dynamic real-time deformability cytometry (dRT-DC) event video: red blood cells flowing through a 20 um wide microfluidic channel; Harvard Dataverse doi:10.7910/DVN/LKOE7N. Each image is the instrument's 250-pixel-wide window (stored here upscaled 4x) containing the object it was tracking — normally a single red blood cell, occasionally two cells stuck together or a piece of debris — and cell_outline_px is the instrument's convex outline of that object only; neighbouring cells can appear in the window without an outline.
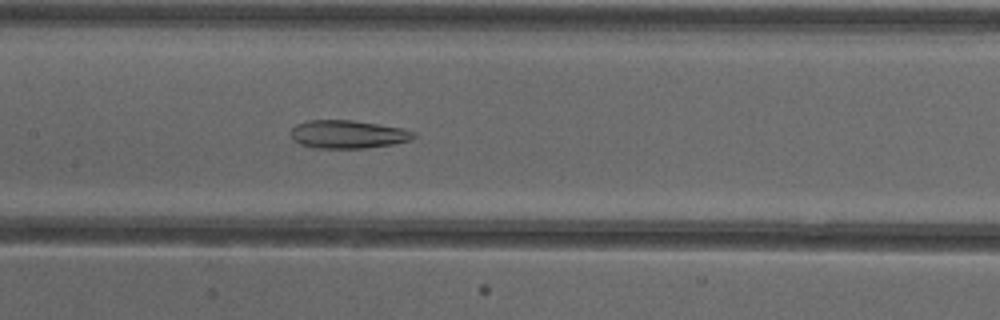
{"species": "common noctule bat (a hibernating species)", "species_latin": "Nyctalus noctula", "temperature_condition": "cold", "stored_images_in_passage": 53, "camera_frame_rate_fps": 3000, "um_per_image_px": 0.085, "animal": {"sex": "female"}, "frame": {"image": 1, "passage_image": 26, "time_ms": 8.333, "image_size_px": [1000, 320], "cell_outline_px": [[416, 136], [412, 140], [392, 144], [364, 148], [312, 148], [300, 144], [292, 140], [288, 132], [296, 124], [308, 120], [352, 120], [400, 128], [416, 132]], "centroid_in_image_um": [29.51, 11.42], "position_along_channel_um": 177.9, "area_um2": 20.29}}
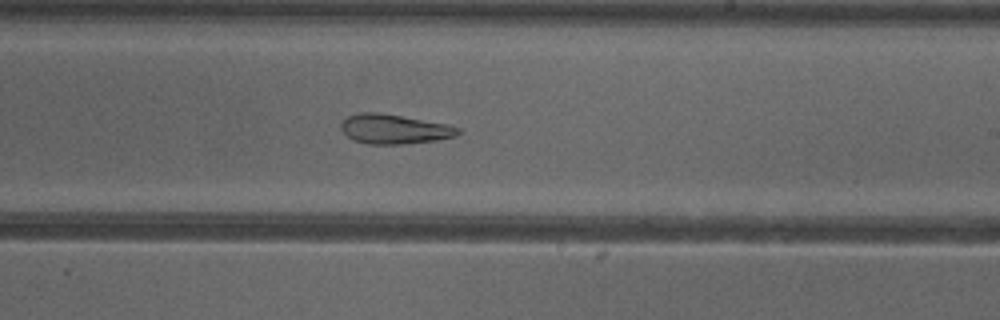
{"frame": {"image": 2, "passage_image": 32, "time_ms": 10.333, "image_size_px": [1000, 320], "cell_outline_px": [[460, 132], [456, 136], [436, 140], [404, 144], [368, 144], [356, 140], [348, 136], [340, 128], [340, 124], [348, 116], [360, 112], [380, 112], [448, 124], [460, 128]], "centroid_in_image_um": [33.52, 10.96], "position_along_channel_um": 255.5, "area_um2": 20.11}}
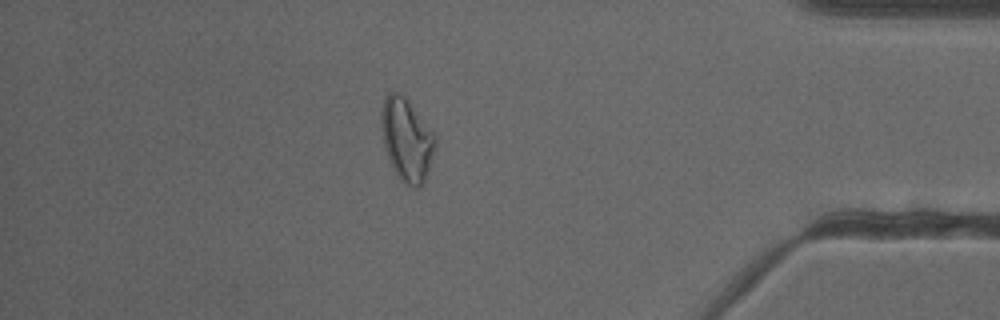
{"frame": {"image": 3, "passage_image": 46, "time_ms": 15.0, "image_size_px": [1000, 320], "cell_outline_px": [[436, 144], [428, 172], [420, 188], [412, 188], [404, 184], [396, 176], [384, 148], [380, 128], [380, 112], [384, 96], [388, 92], [400, 92], [408, 100], [432, 132], [436, 140]], "centroid_in_image_um": [34.52, 11.88], "position_along_channel_um": 400.7, "area_um2": 26.3}, "authors_computed_cell_mechanics": {"area_um2": 26.299, "velocity_mm_per_s": 3.896, "shape_relaxation_time_tau1_ms": null, "shape_relaxation_time_tau2_ms": 4.5081, "deformation_change_tau1": null, "deformation_change_tau2": 0.1361}}